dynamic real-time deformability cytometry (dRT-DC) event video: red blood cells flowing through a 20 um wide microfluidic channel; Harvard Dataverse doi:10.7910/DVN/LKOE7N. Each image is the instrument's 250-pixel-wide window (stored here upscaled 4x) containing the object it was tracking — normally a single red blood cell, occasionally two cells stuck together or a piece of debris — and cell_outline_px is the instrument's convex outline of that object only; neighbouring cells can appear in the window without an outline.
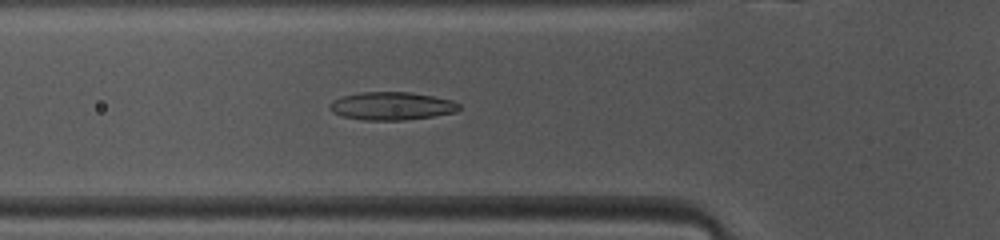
{"species": "common noctule bat (a hibernating species)", "species_latin": "Nyctalus noctula", "temperature_condition": "warm", "stored_images_in_passage": 36, "camera_frame_rate_fps": 3000, "um_per_image_px": 0.085, "animal": {"sex": "female", "body_mass_g": 10.0, "forearm_length_mm": 53.1}, "frame": {"image": 1, "passage_image": 4, "time_ms": 1.0, "image_size_px": [1000, 240], "cell_outline_px": [[460, 108], [456, 112], [432, 116], [404, 120], [364, 120], [340, 116], [332, 112], [328, 108], [328, 104], [332, 100], [340, 96], [360, 92], [408, 92], [432, 96], [452, 100], [460, 104]], "centroid_in_image_um": [33.23, 9.01], "position_along_channel_um": 92.6, "area_um2": 21.27}}
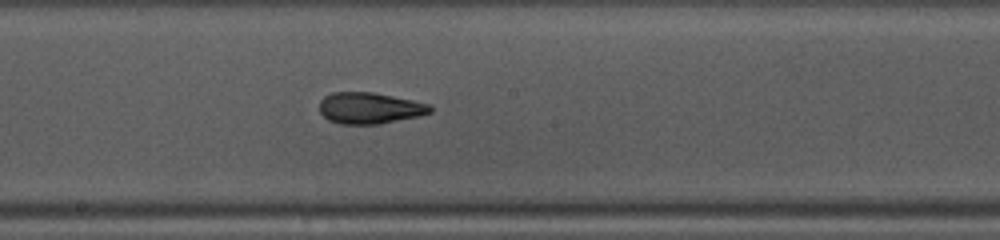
{"frame": {"image": 2, "passage_image": 13, "time_ms": 4.0, "image_size_px": [1000, 240], "cell_outline_px": [[432, 112], [420, 116], [380, 124], [340, 124], [328, 120], [320, 112], [320, 100], [324, 96], [332, 92], [372, 92], [412, 100], [428, 104], [432, 108]], "centroid_in_image_um": [31.41, 9.19], "position_along_channel_um": 216.8, "area_um2": 20.23}}
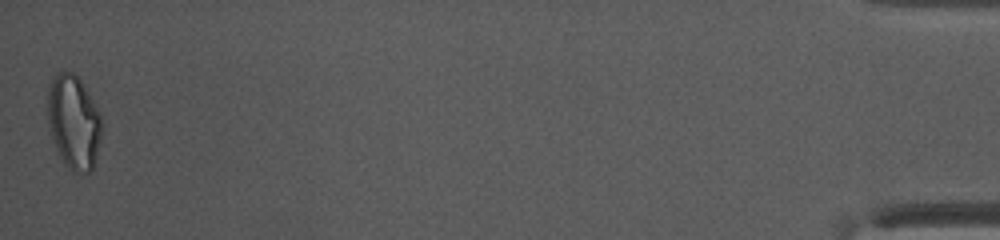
{"frame": {"image": 3, "passage_image": 36, "time_ms": 11.667, "image_size_px": [1000, 240], "cell_outline_px": [[100, 140], [92, 172], [72, 172], [64, 164], [60, 156], [52, 136], [48, 124], [48, 88], [52, 76], [60, 72], [72, 72], [84, 84], [100, 112]], "centroid_in_image_um": [6.26, 10.36], "position_along_channel_um": 428.9, "area_um2": 29.42}, "authors_computed_cell_mechanics": {"area_um2": 20.7791, "velocity_mm_per_s": 4.1135, "shape_relaxation_time_tau1_ms": 8.0133, "shape_relaxation_time_tau2_ms": 1.5745, "deformation_change_tau1": 0.2017, "deformation_change_tau2": 0.0826}}